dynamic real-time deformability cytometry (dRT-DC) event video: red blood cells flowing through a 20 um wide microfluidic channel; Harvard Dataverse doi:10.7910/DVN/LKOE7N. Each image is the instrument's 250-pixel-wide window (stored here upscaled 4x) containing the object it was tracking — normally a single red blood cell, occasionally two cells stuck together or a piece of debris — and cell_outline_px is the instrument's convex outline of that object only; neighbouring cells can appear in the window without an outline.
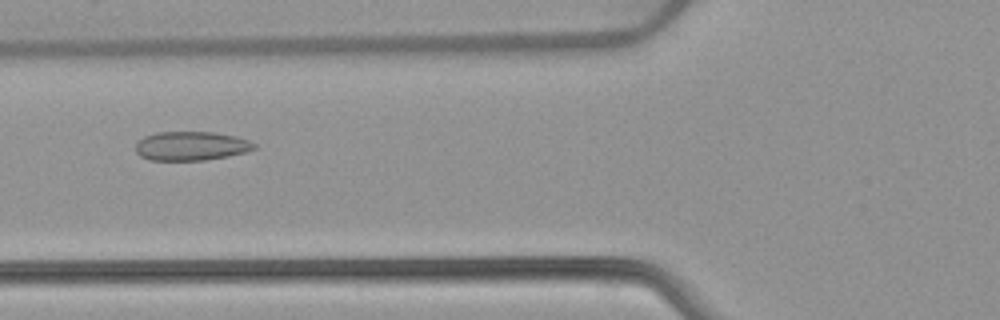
{"species": "common noctule bat (a hibernating species)", "species_latin": "Nyctalus noctula", "temperature_condition": "warm", "stored_images_in_passage": 53, "camera_frame_rate_fps": 3000, "um_per_image_px": 0.085, "animal": {"sex": "female", "body_mass_g": 22.7, "forearm_length_mm": 54.2}, "frame": {"image": 1, "passage_image": 21, "time_ms": 6.667, "image_size_px": [1000, 320], "cell_outline_px": [[256, 148], [244, 152], [228, 156], [204, 160], [148, 160], [140, 156], [136, 152], [136, 140], [144, 136], [156, 132], [212, 132], [236, 136], [248, 140], [256, 144]], "centroid_in_image_um": [16.21, 12.4], "position_along_channel_um": 109.6, "area_um2": 20.11}}
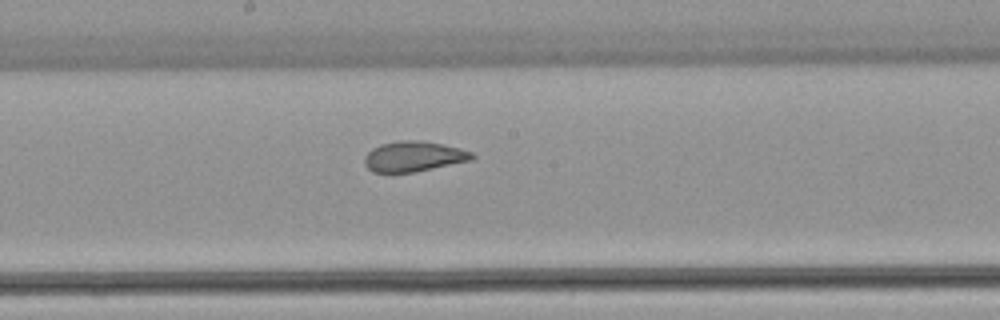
{"frame": {"image": 2, "passage_image": 29, "time_ms": 9.333, "image_size_px": [1000, 320], "cell_outline_px": [[476, 156], [472, 160], [412, 172], [372, 172], [364, 164], [364, 156], [372, 148], [380, 144], [400, 140], [416, 140], [440, 144], [472, 152]], "centroid_in_image_um": [35.11, 13.3], "position_along_channel_um": 213.1, "area_um2": 18.73}}
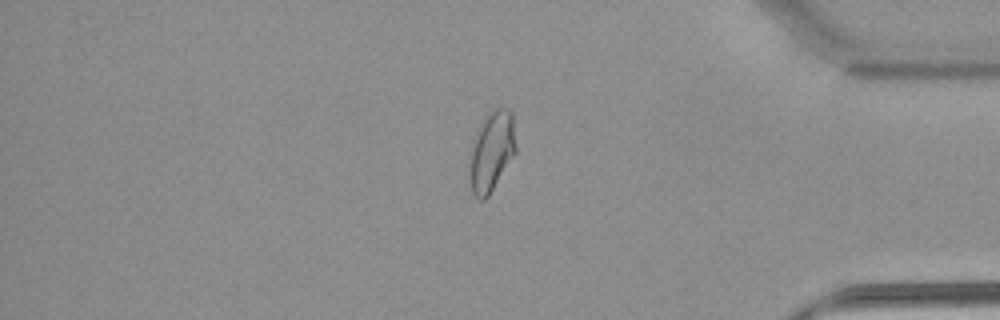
{"frame": {"image": 3, "passage_image": 45, "time_ms": 14.667, "image_size_px": [1000, 320], "cell_outline_px": [[516, 152], [488, 196], [484, 200], [480, 200], [472, 192], [472, 140], [480, 120], [488, 112], [496, 108], [508, 108], [512, 112], [516, 148]], "centroid_in_image_um": [41.82, 12.77], "position_along_channel_um": 393.4, "area_um2": 21.15}, "authors_computed_cell_mechanics": {"area_um2": 21.5594, "velocity_mm_per_s": 3.8809, "shape_relaxation_time_tau1_ms": null, "shape_relaxation_time_tau2_ms": 0.9249, "deformation_change_tau1": null, "deformation_change_tau2": 0.0613}}